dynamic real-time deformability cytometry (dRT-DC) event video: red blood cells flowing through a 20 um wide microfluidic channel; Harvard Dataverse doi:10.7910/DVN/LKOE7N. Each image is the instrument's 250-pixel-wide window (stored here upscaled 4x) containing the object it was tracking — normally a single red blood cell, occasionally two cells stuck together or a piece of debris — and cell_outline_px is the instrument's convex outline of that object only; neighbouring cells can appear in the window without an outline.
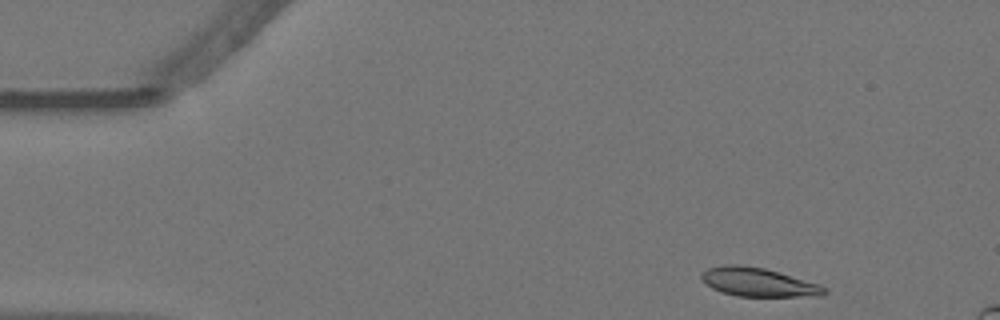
{"species": "Egyptian fruit bat (a non-hibernating species)", "species_latin": "Rousettus aegyptiacus", "temperature_condition": "warm", "stored_images_in_passage": 49, "camera_frame_rate_fps": 3000, "um_per_image_px": 0.085, "animal": {"sex": "female"}, "frame": {"image": 1, "passage_image": 1, "time_ms": 0.0, "image_size_px": [1000, 320], "cell_outline_px": [[828, 292], [820, 296], [736, 296], [720, 292], [712, 288], [700, 276], [708, 268], [724, 264], [736, 264], [764, 268], [820, 284]], "centroid_in_image_um": [64.46, 23.99], "position_along_channel_um": 20.5, "area_um2": 20.35}}
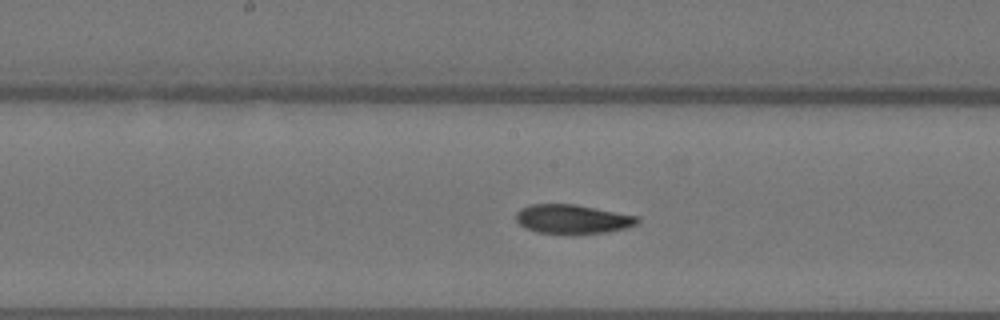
{"frame": {"image": 2, "passage_image": 23, "time_ms": 7.333, "image_size_px": [1000, 320], "cell_outline_px": [[640, 220], [636, 224], [624, 228], [608, 232], [536, 232], [524, 228], [516, 220], [516, 212], [520, 208], [528, 204], [576, 204], [636, 216]], "centroid_in_image_um": [48.6, 18.59], "position_along_channel_um": 199.6, "area_um2": 20.11}}
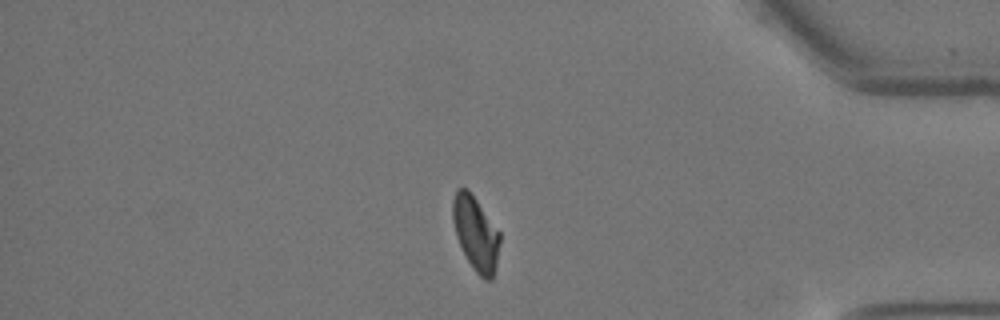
{"frame": {"image": 3, "passage_image": 42, "time_ms": 13.667, "image_size_px": [1000, 320], "cell_outline_px": [[500, 240], [496, 264], [492, 280], [484, 280], [472, 268], [456, 236], [452, 220], [452, 200], [456, 188], [468, 188], [500, 232]], "centroid_in_image_um": [40.42, 19.81], "position_along_channel_um": 394.8, "area_um2": 20.35}, "authors_computed_cell_mechanics": {"area_um2": 21.097, "velocity_mm_per_s": 3.568, "shape_relaxation_time_tau1_ms": 10.3449, "shape_relaxation_time_tau2_ms": 3.0492, "deformation_change_tau1": 0.2472, "deformation_change_tau2": 0.0796}}